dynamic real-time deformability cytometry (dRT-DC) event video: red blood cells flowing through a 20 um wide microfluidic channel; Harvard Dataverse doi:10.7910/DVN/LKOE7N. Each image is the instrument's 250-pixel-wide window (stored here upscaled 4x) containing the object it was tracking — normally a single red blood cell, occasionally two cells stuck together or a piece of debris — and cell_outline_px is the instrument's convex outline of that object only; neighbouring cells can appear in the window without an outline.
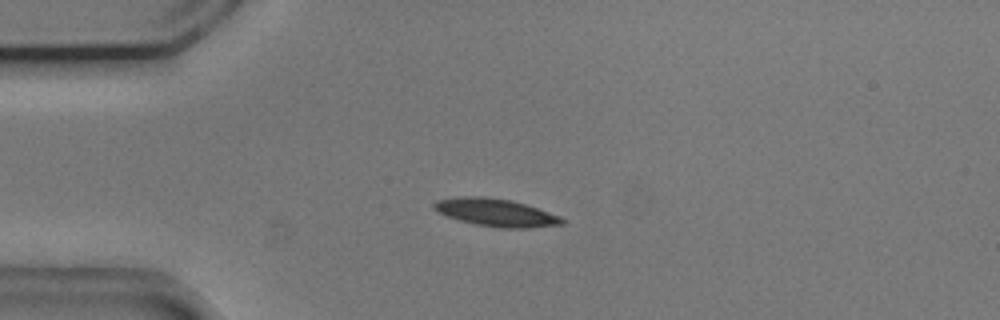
{"species": "common noctule bat (a hibernating species)", "species_latin": "Nyctalus noctula", "temperature_condition": "cold", "stored_images_in_passage": 42, "camera_frame_rate_fps": 3000, "um_per_image_px": 0.085, "animal": {"sex": "male", "body_mass_g": 20.5, "forearm_length_mm": 52.5}, "frame": {"image": 1, "passage_image": 1, "time_ms": 0.0, "image_size_px": [1000, 320], "cell_outline_px": [[564, 224], [528, 228], [496, 228], [476, 224], [460, 220], [436, 212], [432, 208], [432, 204], [436, 200], [456, 196], [484, 196], [508, 200], [524, 204], [560, 216], [564, 220]], "centroid_in_image_um": [42.09, 18.06], "position_along_channel_um": 42.9, "area_um2": 20.63}}
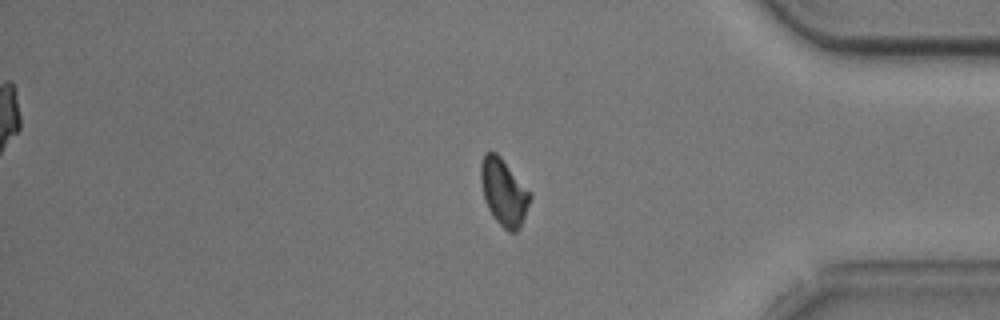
{"frame": {"image": 2, "passage_image": 33, "time_ms": 10.667, "image_size_px": [1000, 320], "cell_outline_px": [[532, 196], [520, 228], [516, 232], [508, 232], [492, 216], [484, 200], [480, 180], [480, 164], [484, 152], [496, 152], [500, 156], [532, 192]], "centroid_in_image_um": [42.82, 16.32], "position_along_channel_um": 392.4, "area_um2": 19.42}}
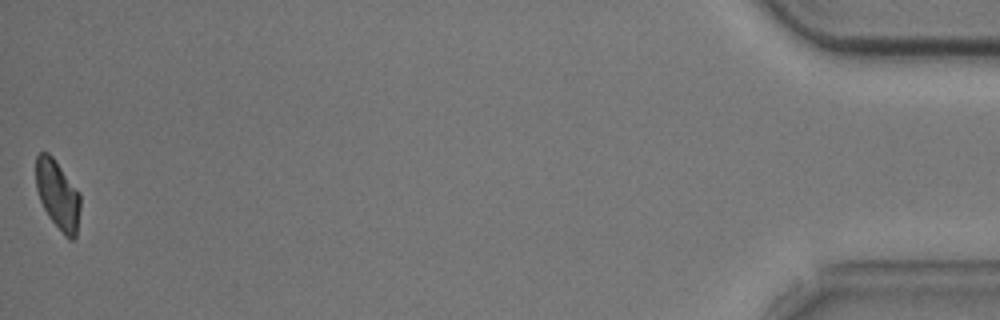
{"frame": {"image": 3, "passage_image": 42, "time_ms": 13.667, "image_size_px": [1000, 320], "cell_outline_px": [[80, 208], [76, 236], [72, 240], [68, 240], [64, 236], [48, 216], [40, 200], [36, 188], [36, 156], [40, 152], [48, 152], [52, 156], [80, 192]], "centroid_in_image_um": [4.91, 16.57], "position_along_channel_um": 430.3, "area_um2": 17.98}, "authors_computed_cell_mechanics": {"area_um2": 20.0855, "velocity_mm_per_s": 3.7014, "shape_relaxation_time_tau1_ms": 2.8632, "shape_relaxation_time_tau2_ms": 9.369, "deformation_change_tau1": 0.0865, "deformation_change_tau2": 0.1399}}